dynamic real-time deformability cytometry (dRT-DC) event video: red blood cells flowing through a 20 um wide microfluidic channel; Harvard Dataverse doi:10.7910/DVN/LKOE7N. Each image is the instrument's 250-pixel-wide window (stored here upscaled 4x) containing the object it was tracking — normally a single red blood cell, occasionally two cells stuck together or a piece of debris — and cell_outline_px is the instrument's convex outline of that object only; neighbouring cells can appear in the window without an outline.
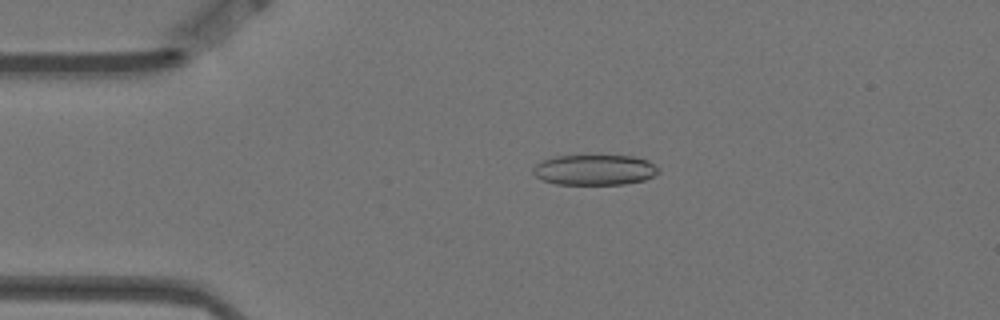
{"species": "Egyptian fruit bat (a non-hibernating species)", "species_latin": "Rousettus aegyptiacus", "temperature_condition": "warm", "stored_images_in_passage": 5, "camera_frame_rate_fps": 3000, "um_per_image_px": 0.085, "animal": {"sex": "female"}, "frame": {"image": 1, "passage_image": 4, "time_ms": 1.0, "image_size_px": [1000, 320], "cell_outline_px": [[660, 172], [644, 180], [624, 184], [556, 184], [544, 180], [536, 176], [532, 172], [532, 168], [536, 164], [544, 160], [556, 156], [632, 156], [648, 160], [660, 168]], "centroid_in_image_um": [50.56, 14.44], "position_along_channel_um": 34.4, "area_um2": 22.14}}